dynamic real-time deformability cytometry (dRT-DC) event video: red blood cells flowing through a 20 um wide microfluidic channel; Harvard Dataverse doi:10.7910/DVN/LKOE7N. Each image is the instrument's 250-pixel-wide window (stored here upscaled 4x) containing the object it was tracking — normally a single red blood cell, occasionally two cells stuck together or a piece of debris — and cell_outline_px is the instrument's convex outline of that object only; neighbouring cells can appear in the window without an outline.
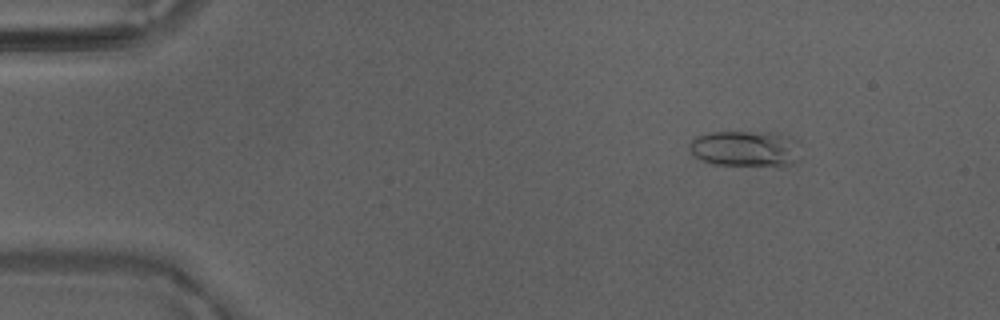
{"species": "Egyptian fruit bat (a non-hibernating species)", "species_latin": "Rousettus aegyptiacus", "temperature_condition": "warm", "stored_images_in_passage": 49, "camera_frame_rate_fps": 3000, "um_per_image_px": 0.085, "animal": {"sex": "male"}, "frame": {"image": 1, "passage_image": 7, "time_ms": 2.0, "image_size_px": [1000, 320], "cell_outline_px": [[796, 160], [784, 164], [716, 164], [700, 160], [688, 152], [688, 144], [692, 140], [700, 136], [712, 132], [744, 132], [788, 136], [796, 140]], "centroid_in_image_um": [63.2, 12.62], "position_along_channel_um": 21.8, "area_um2": 22.08}}
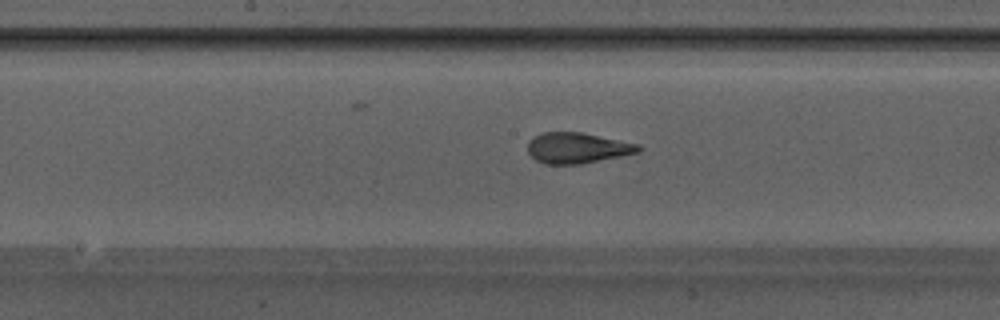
{"frame": {"image": 2, "passage_image": 26, "time_ms": 8.333, "image_size_px": [1000, 320], "cell_outline_px": [[644, 148], [640, 152], [580, 164], [544, 164], [536, 160], [528, 152], [528, 140], [540, 132], [584, 132], [640, 144]], "centroid_in_image_um": [49.09, 12.56], "position_along_channel_um": 199.1, "area_um2": 20.06}}
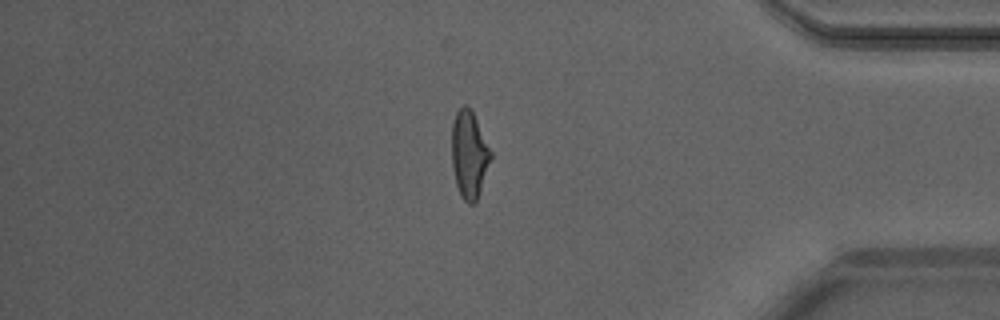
{"frame": {"image": 3, "passage_image": 42, "time_ms": 13.667, "image_size_px": [1000, 320], "cell_outline_px": [[492, 156], [476, 204], [468, 204], [460, 196], [456, 184], [452, 164], [452, 124], [456, 112], [464, 104], [468, 104], [472, 108], [492, 152]], "centroid_in_image_um": [39.89, 13.12], "position_along_channel_um": 395.3, "area_um2": 20.17}, "authors_computed_cell_mechanics": {"area_um2": 20.1722, "velocity_mm_per_s": 4.1993, "shape_relaxation_time_tau1_ms": 5.1637, "shape_relaxation_time_tau2_ms": 0.7912, "deformation_change_tau1": 0.1904, "deformation_change_tau2": 0.0728}}